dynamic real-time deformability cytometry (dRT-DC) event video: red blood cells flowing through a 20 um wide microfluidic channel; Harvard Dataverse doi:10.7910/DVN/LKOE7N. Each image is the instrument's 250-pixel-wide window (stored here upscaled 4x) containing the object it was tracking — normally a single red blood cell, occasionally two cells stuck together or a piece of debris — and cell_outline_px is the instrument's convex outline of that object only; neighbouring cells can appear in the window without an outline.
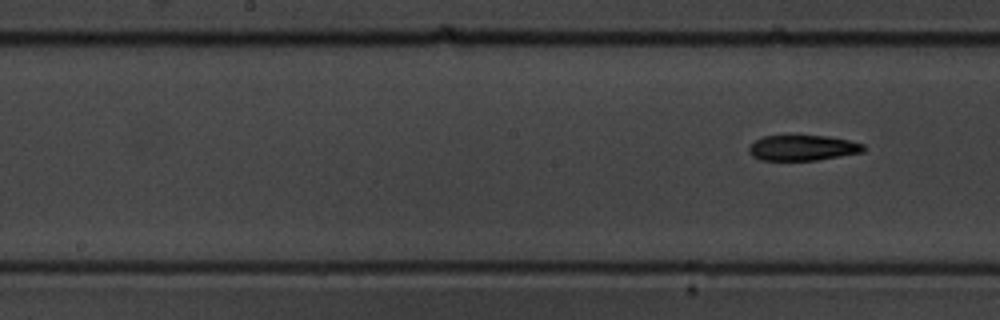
{"species": "common noctule bat (a hibernating species)", "species_latin": "Nyctalus noctula", "temperature_condition": "warm", "stored_images_in_passage": 9, "segment_of_instrument_passage": [2, 2], "camera_frame_rate_fps": 3000, "um_per_image_px": 0.085, "animal": {"sex": "male", "body_mass_g": 19.5, "forearm_length_mm": 54.6}, "frame": {"image": 1, "passage_image": 9, "time_ms": 10.333, "image_size_px": [1000, 320], "cell_outline_px": [[864, 148], [860, 152], [840, 156], [816, 160], [760, 160], [752, 156], [748, 152], [748, 148], [756, 140], [764, 136], [828, 136], [848, 140], [864, 144]], "centroid_in_image_um": [68.19, 12.57], "position_along_channel_um": 180.0, "area_um2": 16.76}}